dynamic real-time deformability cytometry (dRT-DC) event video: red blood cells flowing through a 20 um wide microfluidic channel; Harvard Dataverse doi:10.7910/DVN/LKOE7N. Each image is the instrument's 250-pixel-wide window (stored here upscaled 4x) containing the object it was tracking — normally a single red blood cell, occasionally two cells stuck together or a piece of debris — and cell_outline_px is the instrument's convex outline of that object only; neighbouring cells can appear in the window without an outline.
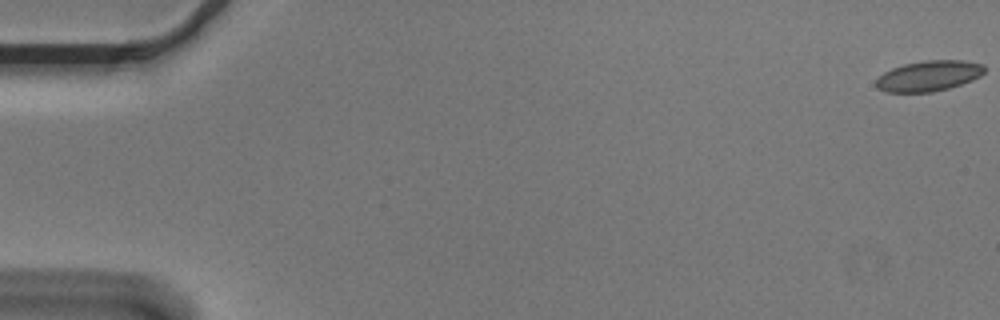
{"species": "Egyptian fruit bat (a non-hibernating species)", "species_latin": "Rousettus aegyptiacus", "temperature_condition": "cold", "stored_images_in_passage": 56, "camera_frame_rate_fps": 3000, "um_per_image_px": 0.085, "animal": {"sex": "male"}, "frame": {"image": 1, "passage_image": 1, "time_ms": 0.0, "image_size_px": [1000, 320], "cell_outline_px": [[984, 72], [980, 76], [972, 80], [948, 88], [932, 92], [884, 92], [876, 88], [876, 80], [884, 72], [892, 68], [904, 64], [924, 60], [964, 60], [984, 64]], "centroid_in_image_um": [78.94, 6.45], "position_along_channel_um": 6.1, "area_um2": 19.31}}
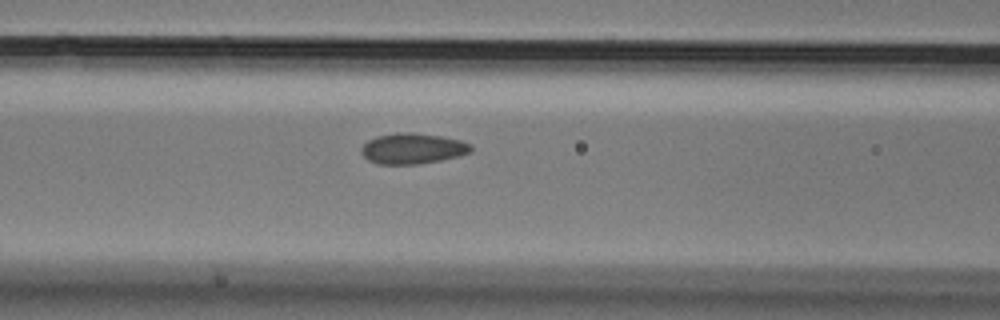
{"frame": {"image": 2, "passage_image": 24, "time_ms": 7.667, "image_size_px": [1000, 320], "cell_outline_px": [[472, 152], [460, 156], [420, 164], [376, 164], [368, 160], [360, 152], [360, 148], [368, 140], [376, 136], [396, 132], [412, 132], [440, 136], [460, 140], [472, 144]], "centroid_in_image_um": [35.07, 12.62], "position_along_channel_um": 131.5, "area_um2": 19.83}}
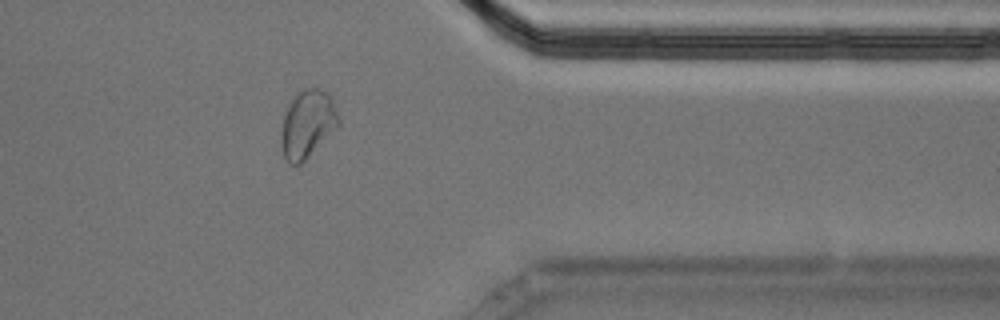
{"frame": {"image": 3, "passage_image": 46, "time_ms": 15.0, "image_size_px": [1000, 320], "cell_outline_px": [[340, 124], [300, 164], [288, 164], [284, 156], [280, 144], [280, 132], [284, 116], [296, 92], [304, 88], [320, 88], [328, 92], [332, 96], [340, 120]], "centroid_in_image_um": [26.13, 10.51], "position_along_channel_um": 385.3, "area_um2": 22.66}, "authors_computed_cell_mechanics": {"area_um2": 19.4786, "velocity_mm_per_s": 3.6234, "shape_relaxation_time_tau1_ms": null, "shape_relaxation_time_tau2_ms": 1.0277, "deformation_change_tau1": null, "deformation_change_tau2": 0.0572}}